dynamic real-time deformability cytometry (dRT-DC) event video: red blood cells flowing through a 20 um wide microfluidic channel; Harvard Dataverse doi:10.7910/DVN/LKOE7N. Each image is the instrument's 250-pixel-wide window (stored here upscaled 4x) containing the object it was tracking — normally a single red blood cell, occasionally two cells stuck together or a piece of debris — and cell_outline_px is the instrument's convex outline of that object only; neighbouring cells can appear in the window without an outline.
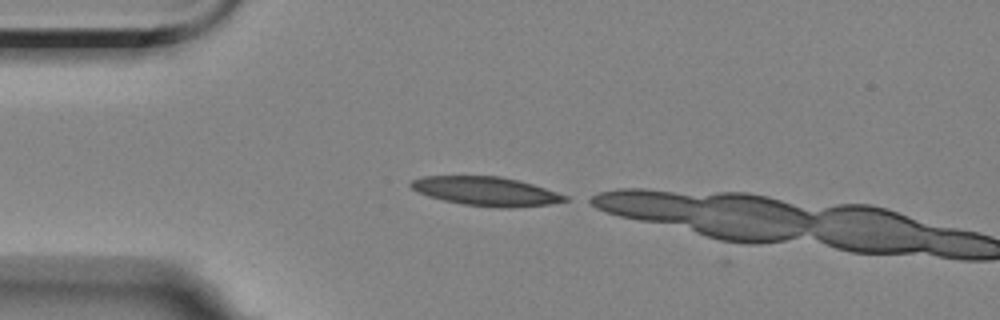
{"species": "Egyptian fruit bat (a non-hibernating species)", "species_latin": "Rousettus aegyptiacus", "temperature_condition": "room temperature", "stored_images_in_passage": 2, "camera_frame_rate_fps": 3000, "um_per_image_px": 0.085, "animal": {"sex": "female"}, "frame": {"image": 1, "passage_image": 1, "time_ms": 0.0, "image_size_px": [1000, 320], "cell_outline_px": [[568, 200], [548, 204], [508, 208], [500, 208], [464, 204], [444, 200], [428, 196], [412, 188], [408, 184], [412, 180], [424, 176], [500, 176], [520, 180], [568, 196]], "centroid_in_image_um": [41.31, 16.25], "position_along_channel_um": 43.7, "area_um2": 25.72}}